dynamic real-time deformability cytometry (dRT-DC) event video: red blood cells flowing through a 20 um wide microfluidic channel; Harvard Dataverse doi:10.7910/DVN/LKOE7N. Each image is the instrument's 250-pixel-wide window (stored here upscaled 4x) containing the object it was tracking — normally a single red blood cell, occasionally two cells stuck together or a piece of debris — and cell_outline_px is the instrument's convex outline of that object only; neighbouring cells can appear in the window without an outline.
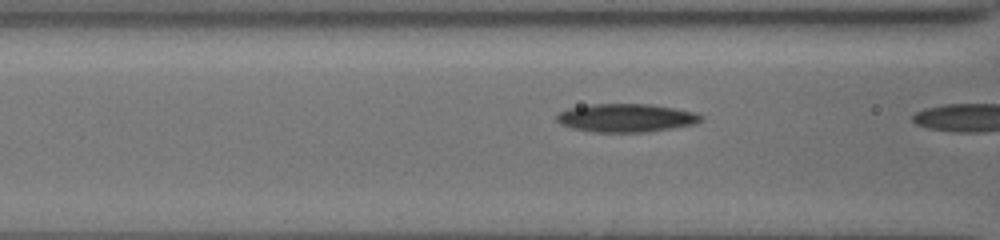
{"species": "common noctule bat (a hibernating species)", "species_latin": "Nyctalus noctula", "temperature_condition": "cold", "stored_images_in_passage": 7, "camera_frame_rate_fps": 3000, "um_per_image_px": 0.085, "animal": {"sex": "female", "body_mass_g": 19.5, "forearm_length_mm": 54.1}, "frame": {"image": 1, "passage_image": 6, "time_ms": 1.667, "image_size_px": [1000, 240], "cell_outline_px": [[704, 120], [696, 124], [644, 132], [596, 132], [572, 128], [560, 124], [556, 120], [556, 116], [560, 112], [568, 108], [592, 104], [652, 104], [676, 108], [696, 112], [704, 116]], "centroid_in_image_um": [53.26, 10.01], "position_along_channel_um": 113.3, "area_um2": 23.93}}